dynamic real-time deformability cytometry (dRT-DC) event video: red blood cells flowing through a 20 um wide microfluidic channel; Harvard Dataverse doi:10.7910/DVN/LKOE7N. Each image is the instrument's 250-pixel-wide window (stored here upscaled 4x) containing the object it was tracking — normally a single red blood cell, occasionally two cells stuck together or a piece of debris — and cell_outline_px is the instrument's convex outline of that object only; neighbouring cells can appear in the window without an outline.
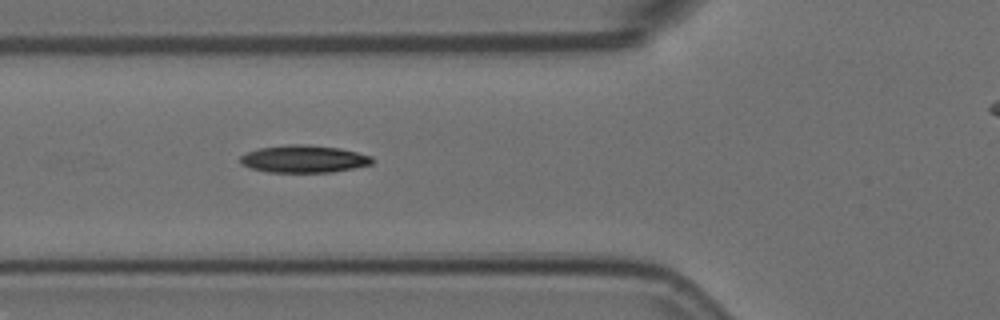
{"species": "Egyptian fruit bat (a non-hibernating species)", "species_latin": "Rousettus aegyptiacus", "temperature_condition": "room temperature", "stored_images_in_passage": 8, "segment_of_instrument_passage": [1, 2], "camera_frame_rate_fps": 3000, "um_per_image_px": 0.085, "animal": {"sex": "female"}, "frame": {"image": 1, "passage_image": 7, "time_ms": 2.0, "image_size_px": [1000, 320], "cell_outline_px": [[372, 164], [332, 172], [268, 172], [252, 168], [240, 164], [240, 156], [248, 152], [260, 148], [284, 144], [304, 144], [340, 148], [372, 156]], "centroid_in_image_um": [25.81, 13.5], "position_along_channel_um": 100.0, "area_um2": 20.98}}